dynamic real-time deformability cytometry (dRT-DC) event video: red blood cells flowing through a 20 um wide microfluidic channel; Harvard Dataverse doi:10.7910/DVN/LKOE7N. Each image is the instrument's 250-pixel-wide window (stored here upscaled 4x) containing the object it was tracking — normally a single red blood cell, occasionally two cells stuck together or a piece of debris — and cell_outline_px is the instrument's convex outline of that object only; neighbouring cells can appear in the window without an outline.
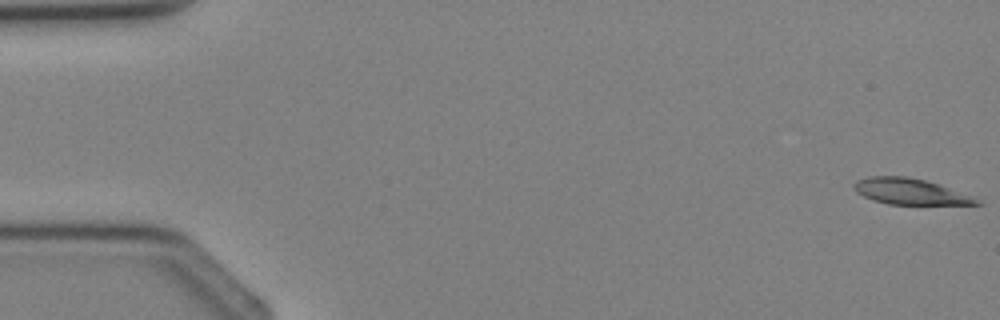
{"species": "Egyptian fruit bat (a non-hibernating species)", "species_latin": "Rousettus aegyptiacus", "temperature_condition": "cold", "stored_images_in_passage": 4, "segment_of_instrument_passage": [1, 2], "camera_frame_rate_fps": 3000, "um_per_image_px": 0.085, "animal": {"sex": "female"}, "frame": {"image": 1, "passage_image": 1, "time_ms": 0.0, "image_size_px": [1000, 320], "cell_outline_px": [[984, 204], [888, 204], [872, 200], [856, 192], [852, 188], [852, 184], [856, 180], [868, 176], [908, 176], [924, 180], [972, 196], [980, 200]], "centroid_in_image_um": [77.28, 16.27], "position_along_channel_um": 7.7, "area_um2": 18.38}}